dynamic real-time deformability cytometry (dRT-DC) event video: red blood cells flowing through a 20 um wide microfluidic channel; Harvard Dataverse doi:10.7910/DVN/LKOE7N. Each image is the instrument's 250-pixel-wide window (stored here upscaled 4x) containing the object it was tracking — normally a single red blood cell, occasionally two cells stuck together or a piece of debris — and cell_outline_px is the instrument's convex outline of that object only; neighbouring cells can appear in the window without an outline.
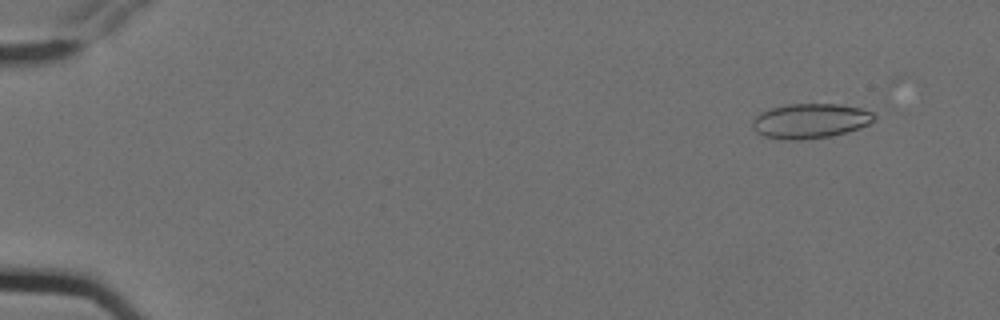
{"species": "Egyptian fruit bat (a non-hibernating species)", "species_latin": "Rousettus aegyptiacus", "temperature_condition": "cold", "stored_images_in_passage": 5, "camera_frame_rate_fps": 3000, "um_per_image_px": 0.085, "animal": {"sex": "female"}, "frame": {"image": 1, "passage_image": 2, "time_ms": 0.333, "image_size_px": [1000, 320], "cell_outline_px": [[876, 120], [860, 128], [848, 132], [832, 136], [804, 140], [784, 140], [764, 136], [756, 132], [752, 128], [752, 120], [760, 112], [784, 104], [840, 104], [860, 108], [872, 112], [876, 116]], "centroid_in_image_um": [68.87, 10.28], "position_along_channel_um": 16.1, "area_um2": 25.03}}